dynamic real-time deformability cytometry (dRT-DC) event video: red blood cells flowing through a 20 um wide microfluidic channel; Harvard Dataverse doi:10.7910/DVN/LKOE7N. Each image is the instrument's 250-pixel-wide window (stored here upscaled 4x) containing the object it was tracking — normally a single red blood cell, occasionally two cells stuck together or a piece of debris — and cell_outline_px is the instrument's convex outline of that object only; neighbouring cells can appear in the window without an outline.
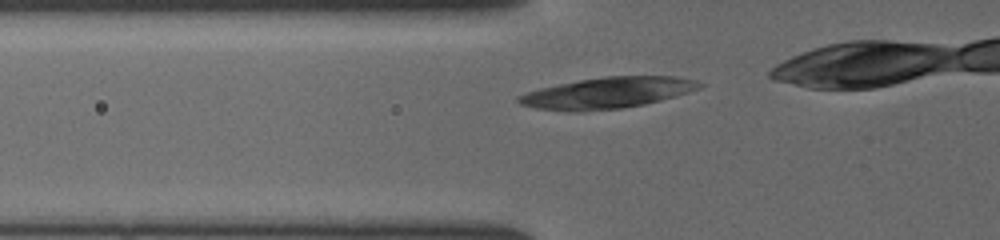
{"species": "common noctule bat (a hibernating species)", "species_latin": "Nyctalus noctula", "temperature_condition": "cold", "stored_images_in_passage": 26, "camera_frame_rate_fps": 3000, "um_per_image_px": 0.085, "animal": {"sex": "female", "body_mass_g": 19.5, "forearm_length_mm": 54.1}, "frame": {"image": 1, "passage_image": 3, "time_ms": 0.667, "image_size_px": [1000, 240], "cell_outline_px": [[704, 84], [700, 88], [676, 96], [644, 104], [620, 108], [580, 112], [568, 112], [536, 108], [520, 104], [516, 100], [516, 96], [524, 92], [540, 88], [580, 80], [604, 76], [676, 76], [696, 80]], "centroid_in_image_um": [51.6, 7.9], "position_along_channel_um": 74.2, "area_um2": 32.89}}
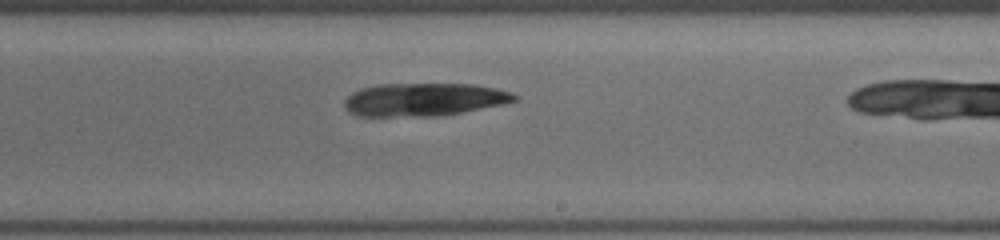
{"frame": {"image": 2, "passage_image": 16, "time_ms": 5.0, "image_size_px": [1000, 240], "cell_outline_px": [[516, 100], [504, 104], [440, 116], [356, 116], [348, 112], [344, 108], [344, 100], [352, 92], [360, 88], [376, 84], [476, 84], [496, 88], [512, 92], [516, 96]], "centroid_in_image_um": [35.99, 8.46], "position_along_channel_um": 253.0, "area_um2": 32.95}}
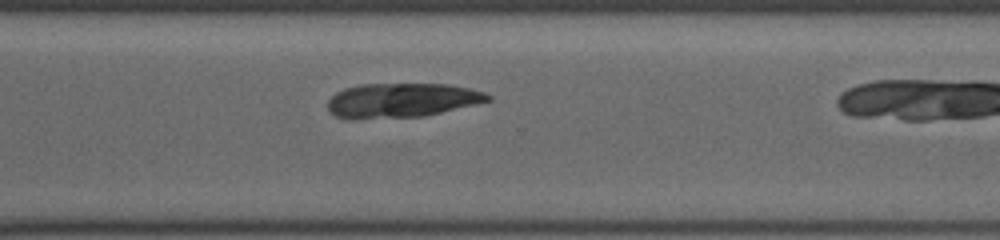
{"frame": {"image": 3, "passage_image": 22, "time_ms": 7.0, "image_size_px": [1000, 240], "cell_outline_px": [[492, 100], [424, 116], [352, 120], [336, 116], [328, 108], [328, 100], [336, 92], [344, 88], [360, 84], [448, 84], [468, 88], [484, 92], [492, 96]], "centroid_in_image_um": [34.11, 8.53], "position_along_channel_um": 336.5, "area_um2": 32.19}}